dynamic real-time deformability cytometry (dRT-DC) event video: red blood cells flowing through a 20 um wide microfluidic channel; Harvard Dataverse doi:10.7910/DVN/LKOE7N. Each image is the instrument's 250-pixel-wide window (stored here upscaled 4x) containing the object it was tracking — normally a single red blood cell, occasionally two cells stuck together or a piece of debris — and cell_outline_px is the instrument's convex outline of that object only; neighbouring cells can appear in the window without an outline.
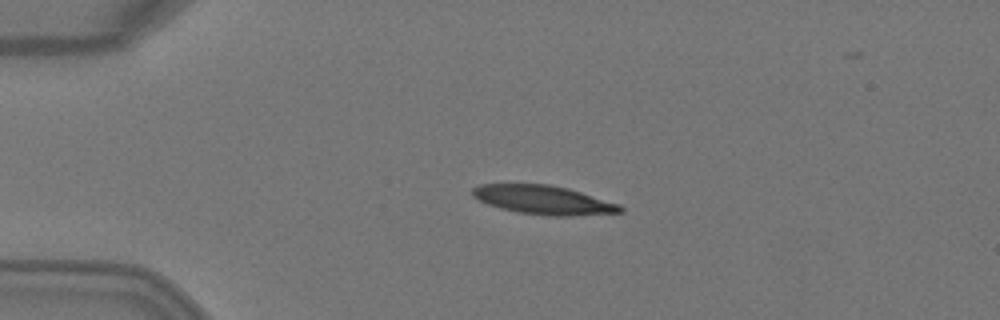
{"species": "Egyptian fruit bat (a non-hibernating species)", "species_latin": "Rousettus aegyptiacus", "temperature_condition": "warm", "stored_images_in_passage": 2, "camera_frame_rate_fps": 3000, "um_per_image_px": 0.085, "animal": {"sex": "female"}, "frame": {"image": 1, "passage_image": 1, "time_ms": 0.0, "image_size_px": [1000, 320], "cell_outline_px": [[624, 212], [568, 216], [548, 216], [516, 212], [500, 208], [488, 204], [472, 196], [472, 188], [480, 184], [548, 184], [568, 188], [620, 204], [624, 208]], "centroid_in_image_um": [46.21, 17.0], "position_along_channel_um": 38.8, "area_um2": 24.91}}